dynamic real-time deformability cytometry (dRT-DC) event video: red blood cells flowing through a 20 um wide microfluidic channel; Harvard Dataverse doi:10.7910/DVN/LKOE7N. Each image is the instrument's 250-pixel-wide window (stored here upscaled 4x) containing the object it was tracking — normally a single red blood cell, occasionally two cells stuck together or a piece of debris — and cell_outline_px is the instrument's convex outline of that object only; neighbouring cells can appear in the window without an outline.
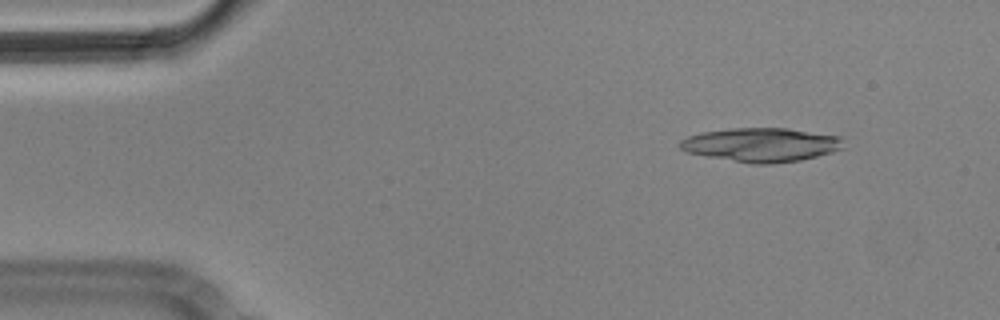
{"species": "Egyptian fruit bat (a non-hibernating species)", "species_latin": "Rousettus aegyptiacus", "temperature_condition": "cold", "stored_images_in_passage": 4, "camera_frame_rate_fps": 3000, "um_per_image_px": 0.085, "animal": {"sex": "male"}, "frame": {"image": 1, "passage_image": 1, "time_ms": 0.0, "image_size_px": [1000, 320], "cell_outline_px": [[844, 148], [832, 152], [800, 160], [772, 164], [752, 164], [708, 156], [688, 152], [680, 148], [680, 140], [688, 136], [700, 132], [732, 128], [788, 128], [840, 136]], "centroid_in_image_um": [64.71, 12.3], "position_along_channel_um": 20.3, "area_um2": 32.19}}